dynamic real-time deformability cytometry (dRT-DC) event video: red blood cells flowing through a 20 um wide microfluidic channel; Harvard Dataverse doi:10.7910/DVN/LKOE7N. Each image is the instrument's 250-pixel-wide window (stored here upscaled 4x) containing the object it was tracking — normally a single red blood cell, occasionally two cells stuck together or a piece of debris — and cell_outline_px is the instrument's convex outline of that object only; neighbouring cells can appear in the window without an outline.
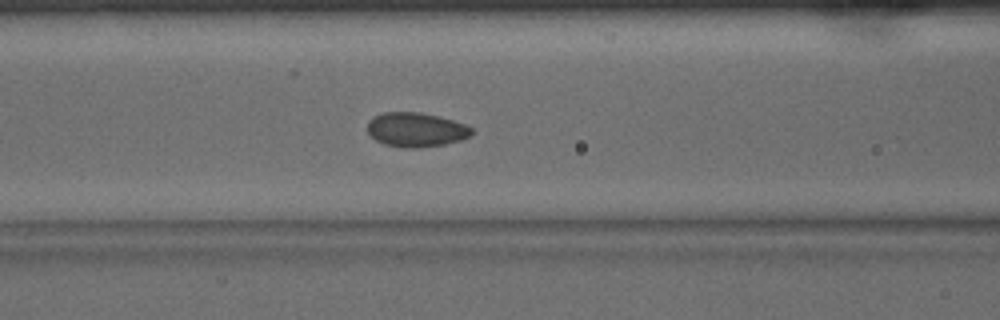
{"species": "common noctule bat (a hibernating species)", "species_latin": "Nyctalus noctula", "temperature_condition": "warm", "stored_images_in_passage": 35, "camera_frame_rate_fps": 3000, "um_per_image_px": 0.085, "animal": {"sex": "male", "body_mass_g": 15.6}, "frame": {"image": 1, "passage_image": 5, "time_ms": 1.333, "image_size_px": [1000, 320], "cell_outline_px": [[472, 136], [460, 140], [444, 144], [420, 148], [408, 148], [384, 144], [376, 140], [368, 132], [368, 120], [384, 112], [420, 112], [452, 120], [464, 124], [472, 128]], "centroid_in_image_um": [35.36, 11.03], "position_along_channel_um": 131.2, "area_um2": 20.69}}
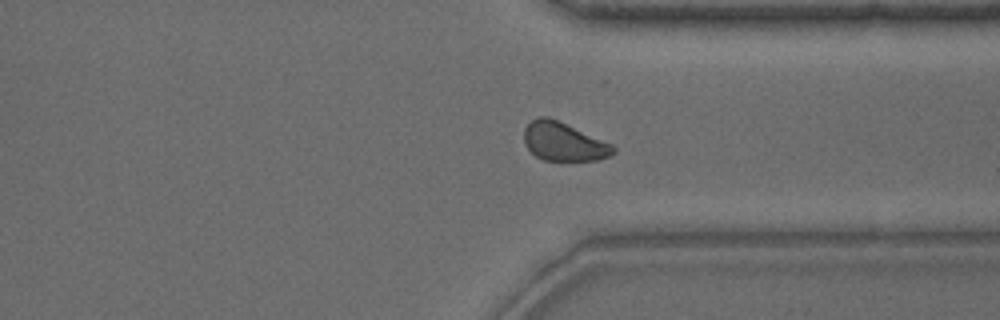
{"frame": {"image": 2, "passage_image": 23, "time_ms": 7.333, "image_size_px": [1000, 320], "cell_outline_px": [[616, 152], [600, 160], [544, 160], [536, 156], [524, 144], [524, 128], [532, 120], [540, 116], [548, 116], [612, 144], [616, 148]], "centroid_in_image_um": [47.9, 12.04], "position_along_channel_um": 363.5, "area_um2": 19.88}}
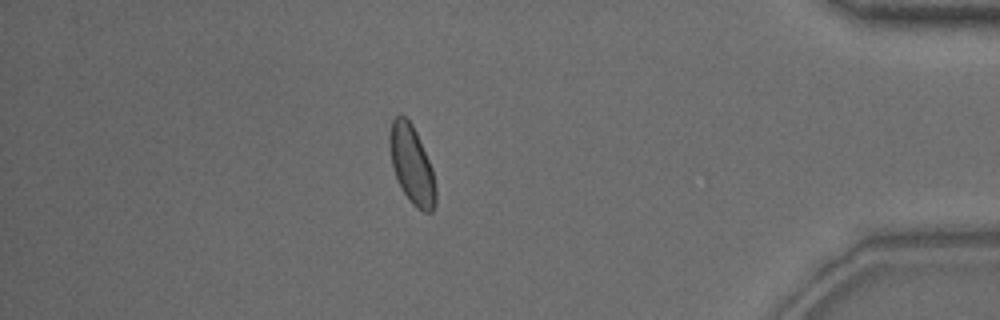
{"frame": {"image": 3, "passage_image": 29, "time_ms": 9.333, "image_size_px": [1000, 320], "cell_outline_px": [[436, 204], [432, 212], [424, 212], [416, 208], [412, 204], [400, 188], [392, 164], [388, 144], [388, 136], [392, 120], [396, 116], [404, 116], [412, 124], [416, 132], [432, 168], [436, 188]], "centroid_in_image_um": [34.99, 14.03], "position_along_channel_um": 400.2, "area_um2": 21.04}}